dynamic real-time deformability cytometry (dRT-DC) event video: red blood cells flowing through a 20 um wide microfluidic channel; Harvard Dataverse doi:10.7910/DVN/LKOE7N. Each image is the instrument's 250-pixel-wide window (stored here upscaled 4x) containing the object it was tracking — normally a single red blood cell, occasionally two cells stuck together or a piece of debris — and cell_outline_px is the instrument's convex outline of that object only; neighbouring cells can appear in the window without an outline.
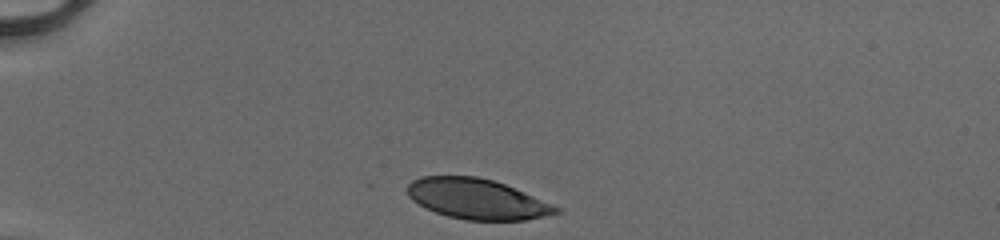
{"species": "human", "species_latin": "Homo sapiens", "temperature_condition": "cold", "stored_images_in_passage": 31, "camera_frame_rate_fps": 3000, "um_per_image_px": 0.085, "donor": {"sex": "male"}, "frame": {"image": 1, "passage_image": 1, "time_ms": 0.0, "image_size_px": [1000, 240], "cell_outline_px": [[560, 212], [544, 216], [524, 220], [464, 220], [448, 216], [436, 212], [412, 200], [408, 196], [408, 184], [412, 180], [420, 176], [476, 176], [492, 180], [504, 184], [552, 204], [560, 208]], "centroid_in_image_um": [40.52, 16.91], "position_along_channel_um": 44.5, "area_um2": 34.51}}
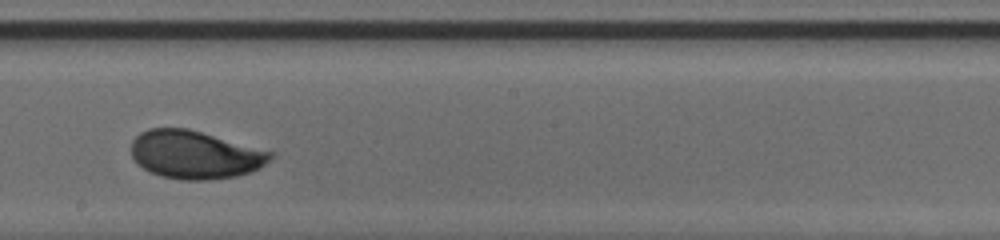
{"frame": {"image": 2, "passage_image": 18, "time_ms": 5.667, "image_size_px": [1000, 240], "cell_outline_px": [[276, 152], [260, 168], [236, 176], [208, 180], [180, 180], [160, 176], [136, 164], [132, 156], [132, 140], [140, 132], [148, 128], [188, 128]], "centroid_in_image_um": [16.56, 13.14], "position_along_channel_um": 231.6, "area_um2": 39.19}}
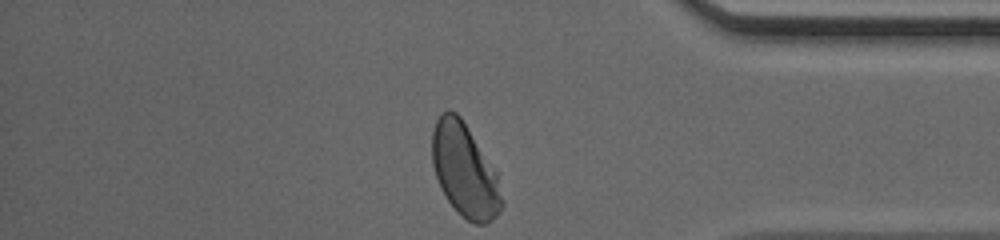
{"frame": {"image": 3, "passage_image": 31, "time_ms": 10.0, "image_size_px": [1000, 240], "cell_outline_px": [[504, 204], [496, 216], [492, 220], [484, 224], [472, 224], [448, 200], [440, 188], [432, 164], [432, 132], [436, 120], [440, 112], [448, 108], [456, 112], [460, 116], [496, 172], [504, 200]], "centroid_in_image_um": [39.49, 14.46], "position_along_channel_um": 395.7, "area_um2": 37.63}, "authors_computed_cell_mechanics": {"area_um2": 38.3214, "velocity_mm_per_s": 4.1225, "shape_relaxation_time_tau1_ms": 2.4697, "shape_relaxation_time_tau2_ms": null, "deformation_change_tau1": 0.1261, "deformation_change_tau2": null}}